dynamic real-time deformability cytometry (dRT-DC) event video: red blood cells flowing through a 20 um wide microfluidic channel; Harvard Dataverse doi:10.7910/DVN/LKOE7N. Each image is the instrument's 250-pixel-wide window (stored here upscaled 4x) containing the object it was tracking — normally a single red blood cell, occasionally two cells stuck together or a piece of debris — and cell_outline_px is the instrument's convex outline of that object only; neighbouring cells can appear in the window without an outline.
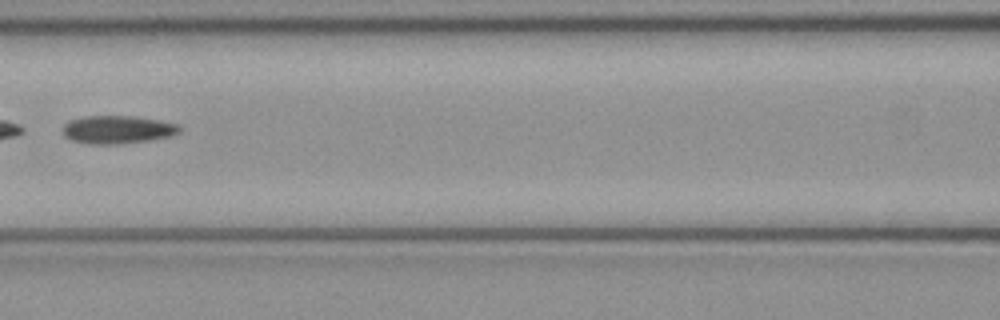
{"species": "common noctule bat (a hibernating species)", "species_latin": "Nyctalus noctula", "temperature_condition": "cold", "stored_images_in_passage": 6, "camera_frame_rate_fps": 3000, "um_per_image_px": 0.085, "animal": {"sex": "female", "body_mass_g": 21.9}, "frame": {"image": 1, "passage_image": 6, "time_ms": 1.667, "image_size_px": [1000, 320], "cell_outline_px": [[180, 132], [172, 136], [148, 140], [116, 144], [88, 144], [72, 140], [64, 136], [64, 124], [68, 120], [84, 116], [136, 116], [160, 120], [180, 124]], "centroid_in_image_um": [10.01, 11.0], "position_along_channel_um": 156.6, "area_um2": 19.19}}